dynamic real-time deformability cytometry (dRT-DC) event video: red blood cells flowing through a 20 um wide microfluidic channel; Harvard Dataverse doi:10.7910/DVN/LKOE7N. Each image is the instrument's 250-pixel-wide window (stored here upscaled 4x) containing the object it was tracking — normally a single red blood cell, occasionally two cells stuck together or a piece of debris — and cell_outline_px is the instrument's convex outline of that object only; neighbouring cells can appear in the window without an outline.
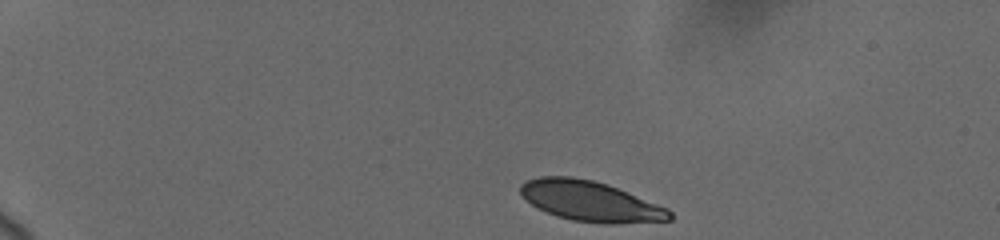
{"species": "human", "species_latin": "Homo sapiens", "temperature_condition": "cold", "stored_images_in_passage": 65, "camera_frame_rate_fps": 3000, "um_per_image_px": 0.085, "donor": {"sex": "female"}, "frame": {"image": 1, "passage_image": 1, "time_ms": 0.0, "image_size_px": [1000, 240], "cell_outline_px": [[672, 220], [616, 224], [608, 224], [572, 220], [556, 216], [536, 208], [520, 192], [520, 184], [528, 180], [540, 176], [572, 176], [592, 180], [608, 184], [668, 208], [672, 212]], "centroid_in_image_um": [50.2, 17.1], "position_along_channel_um": 34.8, "area_um2": 35.03}}
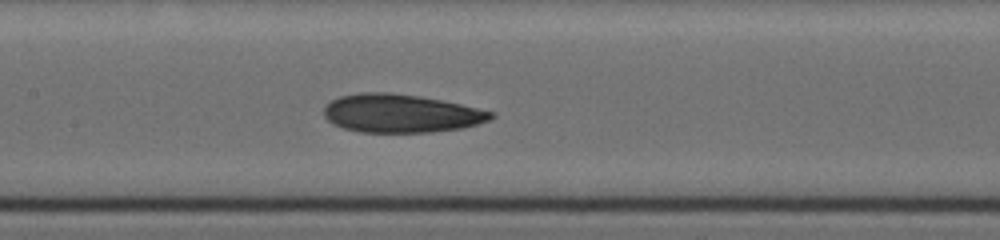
{"frame": {"image": 2, "passage_image": 25, "time_ms": 6.333, "image_size_px": [1000, 240], "cell_outline_px": [[496, 116], [488, 120], [476, 124], [460, 128], [432, 132], [360, 132], [344, 128], [332, 124], [324, 116], [324, 104], [340, 96], [364, 92], [388, 92], [416, 96], [440, 100], [460, 104], [496, 112]], "centroid_in_image_um": [34.05, 9.64], "position_along_channel_um": 173.3, "area_um2": 37.17}}
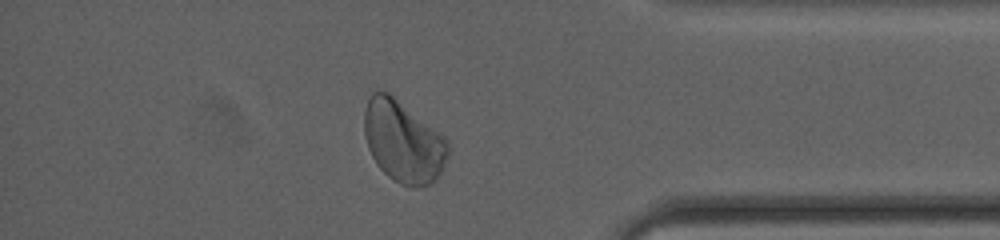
{"frame": {"image": 3, "passage_image": 51, "time_ms": 13.0, "image_size_px": [1000, 240], "cell_outline_px": [[448, 152], [444, 168], [432, 184], [400, 184], [392, 180], [376, 164], [368, 148], [364, 136], [364, 112], [368, 100], [372, 92], [388, 92], [444, 136], [448, 140]], "centroid_in_image_um": [34.26, 12.03], "position_along_channel_um": 400.9, "area_um2": 39.36}, "authors_computed_cell_mechanics": {"area_um2": 37.3966, "velocity_mm_per_s": 3.6479, "shape_relaxation_time_tau1_ms": 7.4386, "shape_relaxation_time_tau2_ms": 2.6038, "deformation_change_tau1": 0.1667, "deformation_change_tau2": 0.0697}}